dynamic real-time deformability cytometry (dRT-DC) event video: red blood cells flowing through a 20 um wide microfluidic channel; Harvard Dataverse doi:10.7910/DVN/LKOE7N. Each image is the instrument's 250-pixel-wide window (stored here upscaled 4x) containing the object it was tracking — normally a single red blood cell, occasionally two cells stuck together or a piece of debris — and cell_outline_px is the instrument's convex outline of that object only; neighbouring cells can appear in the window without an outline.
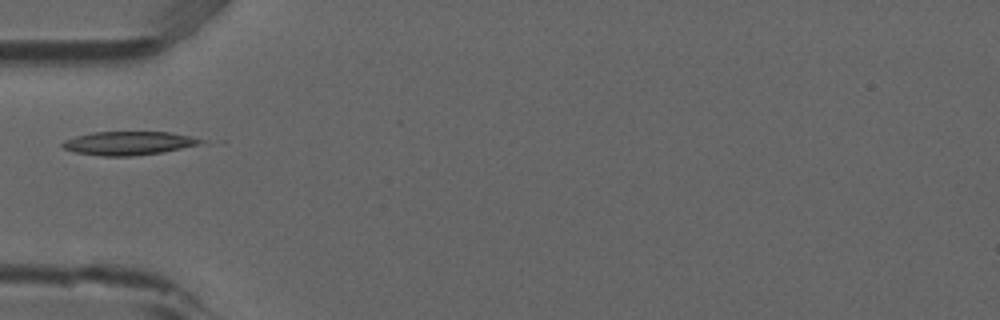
{"species": "common noctule bat (a hibernating species)", "species_latin": "Nyctalus noctula", "temperature_condition": "room temperature", "stored_images_in_passage": 6, "camera_frame_rate_fps": 3000, "um_per_image_px": 0.085, "animal": {"sex": "male", "forearm_length_mm": 52.5}, "frame": {"image": 1, "passage_image": 6, "time_ms": 1.667, "image_size_px": [1000, 320], "cell_outline_px": [[208, 144], [160, 152], [132, 156], [100, 156], [76, 152], [64, 148], [60, 144], [64, 140], [76, 136], [92, 132], [172, 132], [192, 136], [208, 140]], "centroid_in_image_um": [11.04, 12.16], "position_along_channel_um": 74.0, "area_um2": 19.31}}